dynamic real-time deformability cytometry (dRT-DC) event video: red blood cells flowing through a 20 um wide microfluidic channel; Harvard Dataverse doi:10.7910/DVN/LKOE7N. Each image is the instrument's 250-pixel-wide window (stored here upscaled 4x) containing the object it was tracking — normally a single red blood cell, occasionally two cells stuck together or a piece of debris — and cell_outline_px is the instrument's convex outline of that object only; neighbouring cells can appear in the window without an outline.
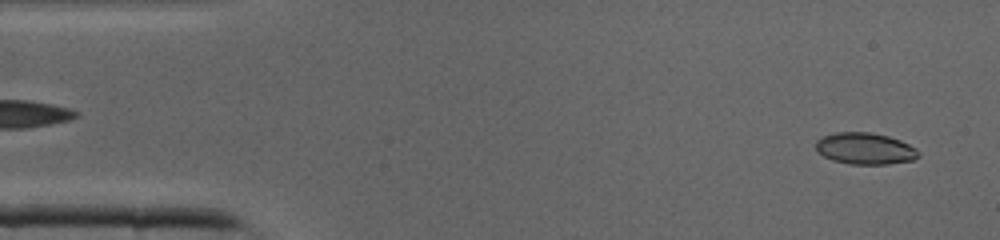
{"species": "common noctule bat (a hibernating species)", "species_latin": "Nyctalus noctula", "temperature_condition": "cold", "stored_images_in_passage": 6, "camera_frame_rate_fps": 3000, "um_per_image_px": 0.085, "animal": {"sex": "male", "body_mass_g": 19.0, "forearm_length_mm": 50.8}, "frame": {"image": 1, "passage_image": 2, "time_ms": 0.333, "image_size_px": [1000, 240], "cell_outline_px": [[920, 156], [912, 160], [888, 164], [852, 164], [832, 160], [824, 156], [816, 148], [816, 140], [824, 136], [836, 132], [868, 132], [888, 136], [900, 140], [916, 148], [920, 152]], "centroid_in_image_um": [73.55, 12.63], "position_along_channel_um": 11.4, "area_um2": 18.79}}